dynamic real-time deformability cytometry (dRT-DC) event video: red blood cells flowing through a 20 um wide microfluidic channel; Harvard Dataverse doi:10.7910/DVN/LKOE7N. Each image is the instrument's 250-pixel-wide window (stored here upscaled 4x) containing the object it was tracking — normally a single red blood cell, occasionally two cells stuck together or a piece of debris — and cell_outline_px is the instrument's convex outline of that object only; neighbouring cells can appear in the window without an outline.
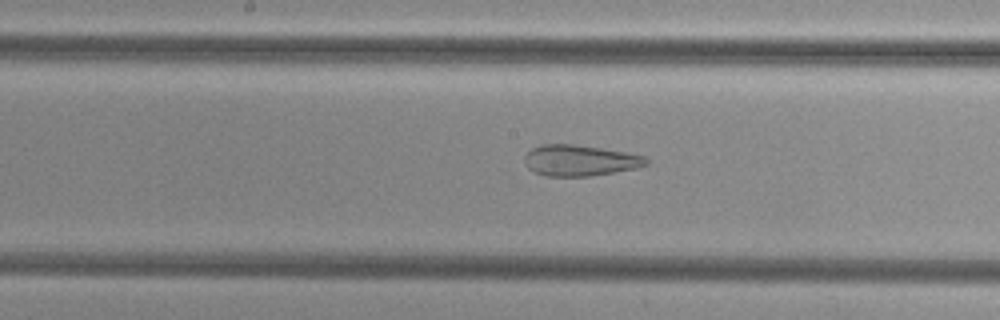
{"species": "common noctule bat (a hibernating species)", "species_latin": "Nyctalus noctula", "temperature_condition": "cold", "stored_images_in_passage": 52, "camera_frame_rate_fps": 3000, "um_per_image_px": 0.085, "animal": {"sex": "female", "body_mass_g": 29.2, "forearm_length_mm": 56.3}, "frame": {"image": 1, "passage_image": 27, "time_ms": 8.667, "image_size_px": [1000, 320], "cell_outline_px": [[648, 164], [636, 168], [588, 176], [544, 176], [532, 172], [528, 168], [524, 160], [524, 156], [532, 148], [540, 144], [572, 144], [600, 148], [624, 152], [644, 156], [648, 160]], "centroid_in_image_um": [49.23, 13.64], "position_along_channel_um": 199.0, "area_um2": 21.85}}
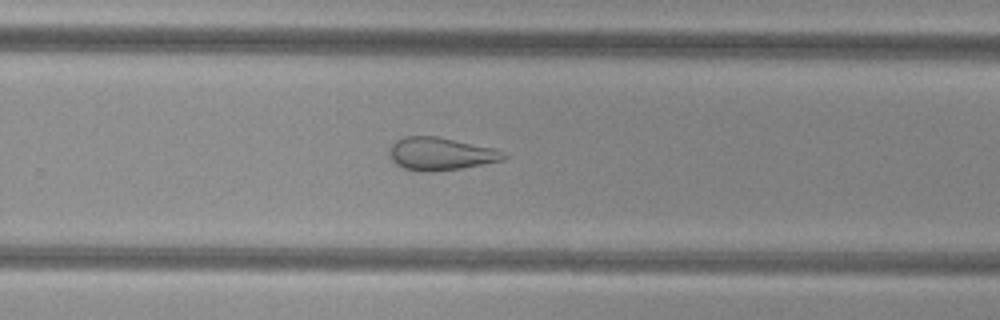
{"frame": {"image": 2, "passage_image": 34, "time_ms": 11.0, "image_size_px": [1000, 320], "cell_outline_px": [[508, 156], [504, 160], [484, 164], [460, 168], [432, 172], [420, 172], [404, 168], [396, 164], [392, 160], [388, 152], [388, 148], [396, 140], [404, 136], [436, 136], [496, 148], [508, 152]], "centroid_in_image_um": [37.48, 13.07], "position_along_channel_um": 292.3, "area_um2": 22.2}}
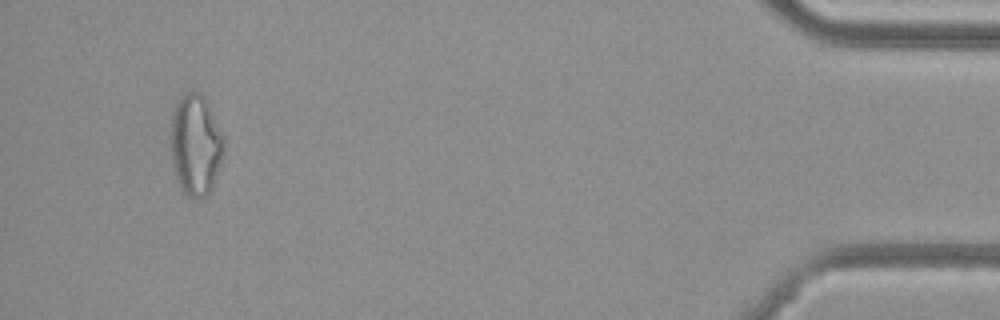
{"frame": {"image": 3, "passage_image": 49, "time_ms": 16.0, "image_size_px": [1000, 320], "cell_outline_px": [[224, 152], [212, 188], [204, 196], [196, 200], [192, 200], [180, 188], [172, 164], [172, 116], [176, 104], [188, 92], [200, 92], [204, 96], [224, 136]], "centroid_in_image_um": [16.65, 12.35], "position_along_channel_um": 418.5, "area_um2": 30.92}}